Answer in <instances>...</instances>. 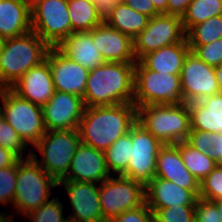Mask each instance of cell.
<instances>
[{
	"label": "cell",
	"mask_w": 222,
	"mask_h": 222,
	"mask_svg": "<svg viewBox=\"0 0 222 222\" xmlns=\"http://www.w3.org/2000/svg\"><path fill=\"white\" fill-rule=\"evenodd\" d=\"M58 182L32 158L17 160V181L12 206L23 217L48 202Z\"/></svg>",
	"instance_id": "5"
},
{
	"label": "cell",
	"mask_w": 222,
	"mask_h": 222,
	"mask_svg": "<svg viewBox=\"0 0 222 222\" xmlns=\"http://www.w3.org/2000/svg\"><path fill=\"white\" fill-rule=\"evenodd\" d=\"M84 110L82 97L55 91L50 100L42 106L46 131L77 129Z\"/></svg>",
	"instance_id": "14"
},
{
	"label": "cell",
	"mask_w": 222,
	"mask_h": 222,
	"mask_svg": "<svg viewBox=\"0 0 222 222\" xmlns=\"http://www.w3.org/2000/svg\"><path fill=\"white\" fill-rule=\"evenodd\" d=\"M137 122L164 145L187 141L191 130L189 108L184 102L138 106Z\"/></svg>",
	"instance_id": "4"
},
{
	"label": "cell",
	"mask_w": 222,
	"mask_h": 222,
	"mask_svg": "<svg viewBox=\"0 0 222 222\" xmlns=\"http://www.w3.org/2000/svg\"><path fill=\"white\" fill-rule=\"evenodd\" d=\"M214 202L216 203L219 218H220V221L222 222V199L214 200Z\"/></svg>",
	"instance_id": "49"
},
{
	"label": "cell",
	"mask_w": 222,
	"mask_h": 222,
	"mask_svg": "<svg viewBox=\"0 0 222 222\" xmlns=\"http://www.w3.org/2000/svg\"><path fill=\"white\" fill-rule=\"evenodd\" d=\"M4 120L30 147H34L46 133L42 106L20 97L11 88L0 89Z\"/></svg>",
	"instance_id": "8"
},
{
	"label": "cell",
	"mask_w": 222,
	"mask_h": 222,
	"mask_svg": "<svg viewBox=\"0 0 222 222\" xmlns=\"http://www.w3.org/2000/svg\"><path fill=\"white\" fill-rule=\"evenodd\" d=\"M195 222H221L216 203L198 198L195 204Z\"/></svg>",
	"instance_id": "38"
},
{
	"label": "cell",
	"mask_w": 222,
	"mask_h": 222,
	"mask_svg": "<svg viewBox=\"0 0 222 222\" xmlns=\"http://www.w3.org/2000/svg\"><path fill=\"white\" fill-rule=\"evenodd\" d=\"M192 0H167V14L182 17Z\"/></svg>",
	"instance_id": "42"
},
{
	"label": "cell",
	"mask_w": 222,
	"mask_h": 222,
	"mask_svg": "<svg viewBox=\"0 0 222 222\" xmlns=\"http://www.w3.org/2000/svg\"><path fill=\"white\" fill-rule=\"evenodd\" d=\"M131 141V157L125 177L146 187L155 177L158 151L164 144L138 122L131 127Z\"/></svg>",
	"instance_id": "11"
},
{
	"label": "cell",
	"mask_w": 222,
	"mask_h": 222,
	"mask_svg": "<svg viewBox=\"0 0 222 222\" xmlns=\"http://www.w3.org/2000/svg\"><path fill=\"white\" fill-rule=\"evenodd\" d=\"M136 63L104 62L89 70L83 101L85 107L133 103Z\"/></svg>",
	"instance_id": "2"
},
{
	"label": "cell",
	"mask_w": 222,
	"mask_h": 222,
	"mask_svg": "<svg viewBox=\"0 0 222 222\" xmlns=\"http://www.w3.org/2000/svg\"><path fill=\"white\" fill-rule=\"evenodd\" d=\"M103 218L110 222L121 213L145 203V187L127 177L111 175L99 184Z\"/></svg>",
	"instance_id": "9"
},
{
	"label": "cell",
	"mask_w": 222,
	"mask_h": 222,
	"mask_svg": "<svg viewBox=\"0 0 222 222\" xmlns=\"http://www.w3.org/2000/svg\"><path fill=\"white\" fill-rule=\"evenodd\" d=\"M50 47L33 31L3 40L0 89L11 88L29 69L46 60Z\"/></svg>",
	"instance_id": "3"
},
{
	"label": "cell",
	"mask_w": 222,
	"mask_h": 222,
	"mask_svg": "<svg viewBox=\"0 0 222 222\" xmlns=\"http://www.w3.org/2000/svg\"><path fill=\"white\" fill-rule=\"evenodd\" d=\"M185 39L186 32L180 16L156 15L149 19L147 27L133 39L136 60L139 61L150 52Z\"/></svg>",
	"instance_id": "12"
},
{
	"label": "cell",
	"mask_w": 222,
	"mask_h": 222,
	"mask_svg": "<svg viewBox=\"0 0 222 222\" xmlns=\"http://www.w3.org/2000/svg\"><path fill=\"white\" fill-rule=\"evenodd\" d=\"M67 191L72 212L68 220L73 222H106L103 218L99 201V184L61 180V185Z\"/></svg>",
	"instance_id": "15"
},
{
	"label": "cell",
	"mask_w": 222,
	"mask_h": 222,
	"mask_svg": "<svg viewBox=\"0 0 222 222\" xmlns=\"http://www.w3.org/2000/svg\"><path fill=\"white\" fill-rule=\"evenodd\" d=\"M2 47H3V40L0 39V57H1V53H2Z\"/></svg>",
	"instance_id": "51"
},
{
	"label": "cell",
	"mask_w": 222,
	"mask_h": 222,
	"mask_svg": "<svg viewBox=\"0 0 222 222\" xmlns=\"http://www.w3.org/2000/svg\"><path fill=\"white\" fill-rule=\"evenodd\" d=\"M19 158L0 145V168H6L13 165Z\"/></svg>",
	"instance_id": "45"
},
{
	"label": "cell",
	"mask_w": 222,
	"mask_h": 222,
	"mask_svg": "<svg viewBox=\"0 0 222 222\" xmlns=\"http://www.w3.org/2000/svg\"><path fill=\"white\" fill-rule=\"evenodd\" d=\"M17 181V161L6 168H0V203L10 204L13 203ZM15 215H7L0 212V222H14Z\"/></svg>",
	"instance_id": "32"
},
{
	"label": "cell",
	"mask_w": 222,
	"mask_h": 222,
	"mask_svg": "<svg viewBox=\"0 0 222 222\" xmlns=\"http://www.w3.org/2000/svg\"><path fill=\"white\" fill-rule=\"evenodd\" d=\"M68 13L72 33L90 31L104 22L91 1L68 0Z\"/></svg>",
	"instance_id": "27"
},
{
	"label": "cell",
	"mask_w": 222,
	"mask_h": 222,
	"mask_svg": "<svg viewBox=\"0 0 222 222\" xmlns=\"http://www.w3.org/2000/svg\"><path fill=\"white\" fill-rule=\"evenodd\" d=\"M222 15V0H192L181 17L185 32L207 19Z\"/></svg>",
	"instance_id": "30"
},
{
	"label": "cell",
	"mask_w": 222,
	"mask_h": 222,
	"mask_svg": "<svg viewBox=\"0 0 222 222\" xmlns=\"http://www.w3.org/2000/svg\"><path fill=\"white\" fill-rule=\"evenodd\" d=\"M57 48L68 58L88 70L101 66L105 61L93 43L89 31L73 32Z\"/></svg>",
	"instance_id": "23"
},
{
	"label": "cell",
	"mask_w": 222,
	"mask_h": 222,
	"mask_svg": "<svg viewBox=\"0 0 222 222\" xmlns=\"http://www.w3.org/2000/svg\"><path fill=\"white\" fill-rule=\"evenodd\" d=\"M131 128L119 137L105 152L106 166L109 173L126 176V168L131 157Z\"/></svg>",
	"instance_id": "29"
},
{
	"label": "cell",
	"mask_w": 222,
	"mask_h": 222,
	"mask_svg": "<svg viewBox=\"0 0 222 222\" xmlns=\"http://www.w3.org/2000/svg\"><path fill=\"white\" fill-rule=\"evenodd\" d=\"M81 143L78 130L46 131L34 146L42 154L40 162L31 149V157L57 182L63 180L70 168L78 145Z\"/></svg>",
	"instance_id": "6"
},
{
	"label": "cell",
	"mask_w": 222,
	"mask_h": 222,
	"mask_svg": "<svg viewBox=\"0 0 222 222\" xmlns=\"http://www.w3.org/2000/svg\"><path fill=\"white\" fill-rule=\"evenodd\" d=\"M110 222H154V215L146 203L138 208L127 210Z\"/></svg>",
	"instance_id": "39"
},
{
	"label": "cell",
	"mask_w": 222,
	"mask_h": 222,
	"mask_svg": "<svg viewBox=\"0 0 222 222\" xmlns=\"http://www.w3.org/2000/svg\"><path fill=\"white\" fill-rule=\"evenodd\" d=\"M31 26L50 48L72 34L68 0H44L31 10Z\"/></svg>",
	"instance_id": "10"
},
{
	"label": "cell",
	"mask_w": 222,
	"mask_h": 222,
	"mask_svg": "<svg viewBox=\"0 0 222 222\" xmlns=\"http://www.w3.org/2000/svg\"><path fill=\"white\" fill-rule=\"evenodd\" d=\"M46 60L52 72L55 91L84 96L89 70L64 55L57 47H51Z\"/></svg>",
	"instance_id": "16"
},
{
	"label": "cell",
	"mask_w": 222,
	"mask_h": 222,
	"mask_svg": "<svg viewBox=\"0 0 222 222\" xmlns=\"http://www.w3.org/2000/svg\"><path fill=\"white\" fill-rule=\"evenodd\" d=\"M199 198L210 201L222 199V166L217 165L200 182Z\"/></svg>",
	"instance_id": "36"
},
{
	"label": "cell",
	"mask_w": 222,
	"mask_h": 222,
	"mask_svg": "<svg viewBox=\"0 0 222 222\" xmlns=\"http://www.w3.org/2000/svg\"><path fill=\"white\" fill-rule=\"evenodd\" d=\"M5 122L4 120V114H3V110L0 106V127L3 125V123Z\"/></svg>",
	"instance_id": "50"
},
{
	"label": "cell",
	"mask_w": 222,
	"mask_h": 222,
	"mask_svg": "<svg viewBox=\"0 0 222 222\" xmlns=\"http://www.w3.org/2000/svg\"><path fill=\"white\" fill-rule=\"evenodd\" d=\"M28 4L30 10H32L36 5L43 2L44 0H25Z\"/></svg>",
	"instance_id": "48"
},
{
	"label": "cell",
	"mask_w": 222,
	"mask_h": 222,
	"mask_svg": "<svg viewBox=\"0 0 222 222\" xmlns=\"http://www.w3.org/2000/svg\"><path fill=\"white\" fill-rule=\"evenodd\" d=\"M114 1L115 3H119V2H123L124 0H112Z\"/></svg>",
	"instance_id": "52"
},
{
	"label": "cell",
	"mask_w": 222,
	"mask_h": 222,
	"mask_svg": "<svg viewBox=\"0 0 222 222\" xmlns=\"http://www.w3.org/2000/svg\"><path fill=\"white\" fill-rule=\"evenodd\" d=\"M115 2L112 0H94L96 11L103 21L111 14L115 7Z\"/></svg>",
	"instance_id": "44"
},
{
	"label": "cell",
	"mask_w": 222,
	"mask_h": 222,
	"mask_svg": "<svg viewBox=\"0 0 222 222\" xmlns=\"http://www.w3.org/2000/svg\"><path fill=\"white\" fill-rule=\"evenodd\" d=\"M198 197L172 181L154 177L145 187V203L151 210L195 205Z\"/></svg>",
	"instance_id": "21"
},
{
	"label": "cell",
	"mask_w": 222,
	"mask_h": 222,
	"mask_svg": "<svg viewBox=\"0 0 222 222\" xmlns=\"http://www.w3.org/2000/svg\"><path fill=\"white\" fill-rule=\"evenodd\" d=\"M222 38V15L192 26L186 32L188 45H205Z\"/></svg>",
	"instance_id": "31"
},
{
	"label": "cell",
	"mask_w": 222,
	"mask_h": 222,
	"mask_svg": "<svg viewBox=\"0 0 222 222\" xmlns=\"http://www.w3.org/2000/svg\"><path fill=\"white\" fill-rule=\"evenodd\" d=\"M184 103L200 101L220 93L215 69L191 51L186 55L180 74Z\"/></svg>",
	"instance_id": "13"
},
{
	"label": "cell",
	"mask_w": 222,
	"mask_h": 222,
	"mask_svg": "<svg viewBox=\"0 0 222 222\" xmlns=\"http://www.w3.org/2000/svg\"><path fill=\"white\" fill-rule=\"evenodd\" d=\"M137 122L134 103L85 107L78 125L81 143L105 152Z\"/></svg>",
	"instance_id": "1"
},
{
	"label": "cell",
	"mask_w": 222,
	"mask_h": 222,
	"mask_svg": "<svg viewBox=\"0 0 222 222\" xmlns=\"http://www.w3.org/2000/svg\"><path fill=\"white\" fill-rule=\"evenodd\" d=\"M187 104L190 113L191 130L221 133L222 93Z\"/></svg>",
	"instance_id": "24"
},
{
	"label": "cell",
	"mask_w": 222,
	"mask_h": 222,
	"mask_svg": "<svg viewBox=\"0 0 222 222\" xmlns=\"http://www.w3.org/2000/svg\"><path fill=\"white\" fill-rule=\"evenodd\" d=\"M149 19L150 17L134 11L124 2H119L104 22L134 39L147 27Z\"/></svg>",
	"instance_id": "26"
},
{
	"label": "cell",
	"mask_w": 222,
	"mask_h": 222,
	"mask_svg": "<svg viewBox=\"0 0 222 222\" xmlns=\"http://www.w3.org/2000/svg\"><path fill=\"white\" fill-rule=\"evenodd\" d=\"M123 2L134 11L145 14L150 18L159 15L151 0H124Z\"/></svg>",
	"instance_id": "41"
},
{
	"label": "cell",
	"mask_w": 222,
	"mask_h": 222,
	"mask_svg": "<svg viewBox=\"0 0 222 222\" xmlns=\"http://www.w3.org/2000/svg\"><path fill=\"white\" fill-rule=\"evenodd\" d=\"M0 145L14 153L19 159H26L31 157V150L29 151L28 155L24 153V151H26L27 147L29 146L7 122H4L0 127ZM23 153L26 157L23 156Z\"/></svg>",
	"instance_id": "35"
},
{
	"label": "cell",
	"mask_w": 222,
	"mask_h": 222,
	"mask_svg": "<svg viewBox=\"0 0 222 222\" xmlns=\"http://www.w3.org/2000/svg\"><path fill=\"white\" fill-rule=\"evenodd\" d=\"M190 48L187 39L180 43L164 46L144 55L139 62L146 68L159 73L181 74L184 59Z\"/></svg>",
	"instance_id": "25"
},
{
	"label": "cell",
	"mask_w": 222,
	"mask_h": 222,
	"mask_svg": "<svg viewBox=\"0 0 222 222\" xmlns=\"http://www.w3.org/2000/svg\"><path fill=\"white\" fill-rule=\"evenodd\" d=\"M182 102L180 74L155 72L136 62L133 99L136 107Z\"/></svg>",
	"instance_id": "7"
},
{
	"label": "cell",
	"mask_w": 222,
	"mask_h": 222,
	"mask_svg": "<svg viewBox=\"0 0 222 222\" xmlns=\"http://www.w3.org/2000/svg\"><path fill=\"white\" fill-rule=\"evenodd\" d=\"M189 172L201 182L216 166L217 163L207 153H202L192 147L187 141L177 143Z\"/></svg>",
	"instance_id": "28"
},
{
	"label": "cell",
	"mask_w": 222,
	"mask_h": 222,
	"mask_svg": "<svg viewBox=\"0 0 222 222\" xmlns=\"http://www.w3.org/2000/svg\"><path fill=\"white\" fill-rule=\"evenodd\" d=\"M155 177L172 181L199 198L200 182L185 167L177 144H166L159 149Z\"/></svg>",
	"instance_id": "19"
},
{
	"label": "cell",
	"mask_w": 222,
	"mask_h": 222,
	"mask_svg": "<svg viewBox=\"0 0 222 222\" xmlns=\"http://www.w3.org/2000/svg\"><path fill=\"white\" fill-rule=\"evenodd\" d=\"M105 62L136 63L133 39L105 22L89 31Z\"/></svg>",
	"instance_id": "18"
},
{
	"label": "cell",
	"mask_w": 222,
	"mask_h": 222,
	"mask_svg": "<svg viewBox=\"0 0 222 222\" xmlns=\"http://www.w3.org/2000/svg\"><path fill=\"white\" fill-rule=\"evenodd\" d=\"M31 31V10L26 1L0 0V39L22 36Z\"/></svg>",
	"instance_id": "22"
},
{
	"label": "cell",
	"mask_w": 222,
	"mask_h": 222,
	"mask_svg": "<svg viewBox=\"0 0 222 222\" xmlns=\"http://www.w3.org/2000/svg\"><path fill=\"white\" fill-rule=\"evenodd\" d=\"M214 69H215L216 81H217L220 93H222V63L214 67Z\"/></svg>",
	"instance_id": "47"
},
{
	"label": "cell",
	"mask_w": 222,
	"mask_h": 222,
	"mask_svg": "<svg viewBox=\"0 0 222 222\" xmlns=\"http://www.w3.org/2000/svg\"><path fill=\"white\" fill-rule=\"evenodd\" d=\"M11 89L33 104L45 105L55 93L49 62L45 60L40 65L29 69Z\"/></svg>",
	"instance_id": "20"
},
{
	"label": "cell",
	"mask_w": 222,
	"mask_h": 222,
	"mask_svg": "<svg viewBox=\"0 0 222 222\" xmlns=\"http://www.w3.org/2000/svg\"><path fill=\"white\" fill-rule=\"evenodd\" d=\"M214 135V146L207 151V154L216 161L217 165L222 166V134L213 133Z\"/></svg>",
	"instance_id": "43"
},
{
	"label": "cell",
	"mask_w": 222,
	"mask_h": 222,
	"mask_svg": "<svg viewBox=\"0 0 222 222\" xmlns=\"http://www.w3.org/2000/svg\"><path fill=\"white\" fill-rule=\"evenodd\" d=\"M190 51L212 67L222 63V38L205 45H188Z\"/></svg>",
	"instance_id": "37"
},
{
	"label": "cell",
	"mask_w": 222,
	"mask_h": 222,
	"mask_svg": "<svg viewBox=\"0 0 222 222\" xmlns=\"http://www.w3.org/2000/svg\"><path fill=\"white\" fill-rule=\"evenodd\" d=\"M110 176L104 152L80 143L63 180L100 184Z\"/></svg>",
	"instance_id": "17"
},
{
	"label": "cell",
	"mask_w": 222,
	"mask_h": 222,
	"mask_svg": "<svg viewBox=\"0 0 222 222\" xmlns=\"http://www.w3.org/2000/svg\"><path fill=\"white\" fill-rule=\"evenodd\" d=\"M63 208L64 206L57 196L25 216L31 220L30 222H67L68 218L64 217Z\"/></svg>",
	"instance_id": "33"
},
{
	"label": "cell",
	"mask_w": 222,
	"mask_h": 222,
	"mask_svg": "<svg viewBox=\"0 0 222 222\" xmlns=\"http://www.w3.org/2000/svg\"><path fill=\"white\" fill-rule=\"evenodd\" d=\"M187 142L202 153L214 146V135L209 131L190 130Z\"/></svg>",
	"instance_id": "40"
},
{
	"label": "cell",
	"mask_w": 222,
	"mask_h": 222,
	"mask_svg": "<svg viewBox=\"0 0 222 222\" xmlns=\"http://www.w3.org/2000/svg\"><path fill=\"white\" fill-rule=\"evenodd\" d=\"M159 14H167V0H151Z\"/></svg>",
	"instance_id": "46"
},
{
	"label": "cell",
	"mask_w": 222,
	"mask_h": 222,
	"mask_svg": "<svg viewBox=\"0 0 222 222\" xmlns=\"http://www.w3.org/2000/svg\"><path fill=\"white\" fill-rule=\"evenodd\" d=\"M151 211L154 222H195V205H178Z\"/></svg>",
	"instance_id": "34"
}]
</instances>
